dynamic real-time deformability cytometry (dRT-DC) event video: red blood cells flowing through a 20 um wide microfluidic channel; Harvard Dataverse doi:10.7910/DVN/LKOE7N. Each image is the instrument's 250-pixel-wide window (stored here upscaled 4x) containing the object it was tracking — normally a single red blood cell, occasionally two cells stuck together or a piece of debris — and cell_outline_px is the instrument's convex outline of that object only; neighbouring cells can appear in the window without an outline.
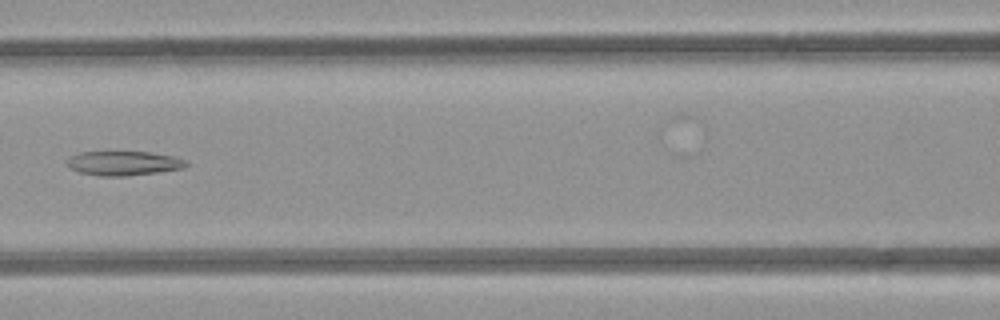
{"species": "common noctule bat (a hibernating species)", "species_latin": "Nyctalus noctula", "temperature_condition": "room temperature", "stored_images_in_passage": 7, "camera_frame_rate_fps": 3000, "um_per_image_px": 0.085, "animal": {"sex": "female", "body_mass_g": 21.9}, "frame": {"image": 1, "passage_image": 6, "time_ms": 5.667, "image_size_px": [1000, 320], "cell_outline_px": [[188, 164], [184, 168], [128, 176], [100, 176], [80, 172], [68, 168], [64, 164], [72, 156], [80, 152], [148, 152], [176, 156], [188, 160]], "centroid_in_image_um": [10.52, 13.87], "position_along_channel_um": 156.1, "area_um2": 16.99}}
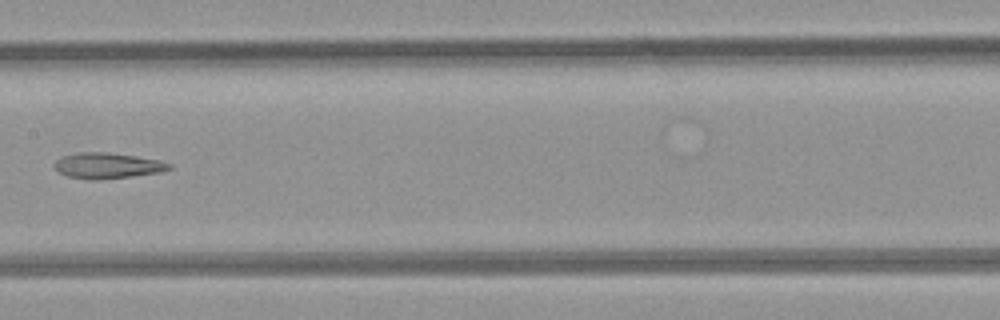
{"frame": {"image": 2, "passage_image": 7, "time_ms": 6.667, "image_size_px": [1000, 320], "cell_outline_px": [[172, 168], [160, 172], [96, 180], [88, 180], [68, 176], [60, 172], [52, 164], [60, 156], [76, 152], [108, 152], [136, 156], [160, 160], [172, 164]], "centroid_in_image_um": [9.1, 14.06], "position_along_channel_um": 198.3, "area_um2": 17.22}}